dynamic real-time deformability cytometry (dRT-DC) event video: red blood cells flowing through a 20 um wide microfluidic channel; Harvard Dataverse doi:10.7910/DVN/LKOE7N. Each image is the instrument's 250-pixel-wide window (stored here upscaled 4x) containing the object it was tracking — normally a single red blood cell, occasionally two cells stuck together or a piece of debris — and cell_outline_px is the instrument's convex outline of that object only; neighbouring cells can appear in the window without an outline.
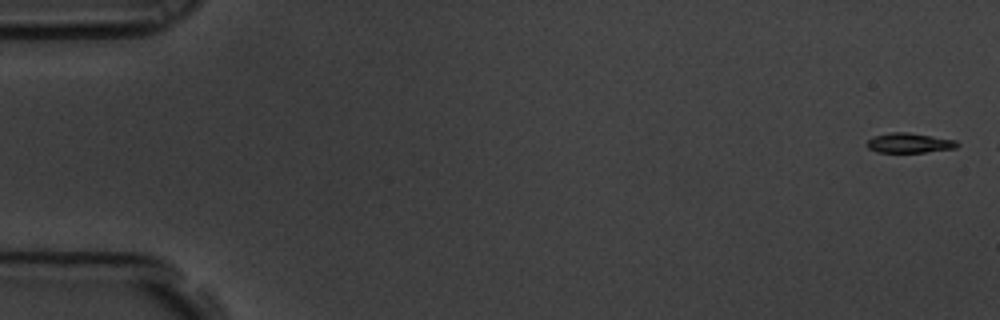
{"species": "common noctule bat (a hibernating species)", "species_latin": "Nyctalus noctula", "temperature_condition": "room temperature", "stored_images_in_passage": 3, "camera_frame_rate_fps": 3000, "um_per_image_px": 0.085, "animal": {"sex": "male", "body_mass_g": 19.5, "forearm_length_mm": 54.6}, "frame": {"image": 1, "passage_image": 1, "time_ms": 0.0, "image_size_px": [1000, 320], "cell_outline_px": [[960, 144], [956, 148], [924, 152], [876, 152], [868, 148], [864, 144], [868, 140], [876, 136], [892, 132], [908, 132], [956, 140]], "centroid_in_image_um": [77.29, 12.15], "position_along_channel_um": 7.7, "area_um2": 10.4}}